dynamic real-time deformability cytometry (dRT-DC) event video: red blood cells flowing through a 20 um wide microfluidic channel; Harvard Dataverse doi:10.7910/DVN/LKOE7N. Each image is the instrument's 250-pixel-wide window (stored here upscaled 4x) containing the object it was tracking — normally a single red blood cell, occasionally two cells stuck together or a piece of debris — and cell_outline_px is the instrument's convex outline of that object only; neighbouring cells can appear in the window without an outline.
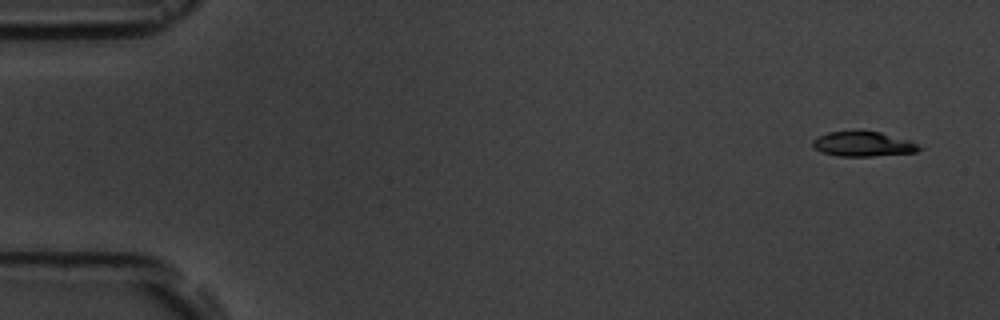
{"species": "common noctule bat (a hibernating species)", "species_latin": "Nyctalus noctula", "temperature_condition": "room temperature", "stored_images_in_passage": 5, "camera_frame_rate_fps": 3000, "um_per_image_px": 0.085, "animal": {"sex": "male", "body_mass_g": 19.5, "forearm_length_mm": 54.6}, "frame": {"image": 1, "passage_image": 1, "time_ms": 0.0, "image_size_px": [1000, 320], "cell_outline_px": [[924, 148], [916, 152], [872, 156], [836, 156], [820, 152], [812, 144], [812, 140], [816, 136], [828, 132], [856, 128], [860, 128], [880, 132], [912, 140]], "centroid_in_image_um": [73.36, 12.19], "position_along_channel_um": 11.6, "area_um2": 16.24}}
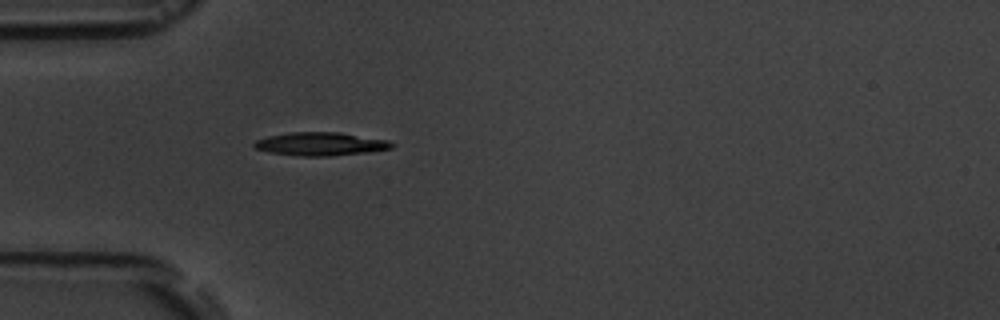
{"frame": {"image": 2, "passage_image": 5, "time_ms": 4.667, "image_size_px": [1000, 320], "cell_outline_px": [[396, 144], [392, 148], [368, 152], [332, 156], [300, 156], [268, 152], [256, 148], [252, 144], [256, 140], [268, 136], [292, 132], [340, 132], [388, 140]], "centroid_in_image_um": [27.27, 12.24], "position_along_channel_um": 57.7, "area_um2": 18.73}}